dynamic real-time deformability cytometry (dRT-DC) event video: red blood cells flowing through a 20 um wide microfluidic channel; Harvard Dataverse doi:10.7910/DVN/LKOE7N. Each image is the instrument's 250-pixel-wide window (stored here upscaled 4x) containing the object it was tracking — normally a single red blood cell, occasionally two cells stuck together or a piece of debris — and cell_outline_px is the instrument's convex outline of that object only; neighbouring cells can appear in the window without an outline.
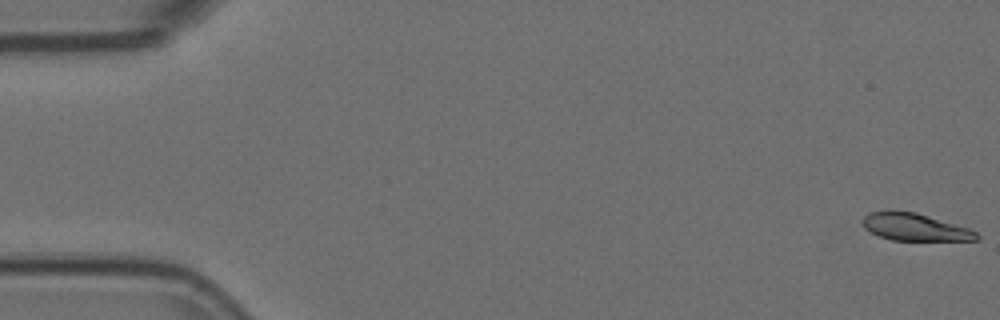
{"species": "Egyptian fruit bat (a non-hibernating species)", "species_latin": "Rousettus aegyptiacus", "temperature_condition": "room temperature", "stored_images_in_passage": 5, "camera_frame_rate_fps": 3000, "um_per_image_px": 0.085, "animal": {"sex": "female"}, "frame": {"image": 1, "passage_image": 1, "time_ms": 0.0, "image_size_px": [1000, 320], "cell_outline_px": [[980, 236], [976, 240], [892, 240], [880, 236], [864, 228], [860, 220], [868, 212], [888, 208], [892, 208], [916, 212], [968, 228], [976, 232]], "centroid_in_image_um": [77.67, 19.25], "position_along_channel_um": 7.3, "area_um2": 18.5}}
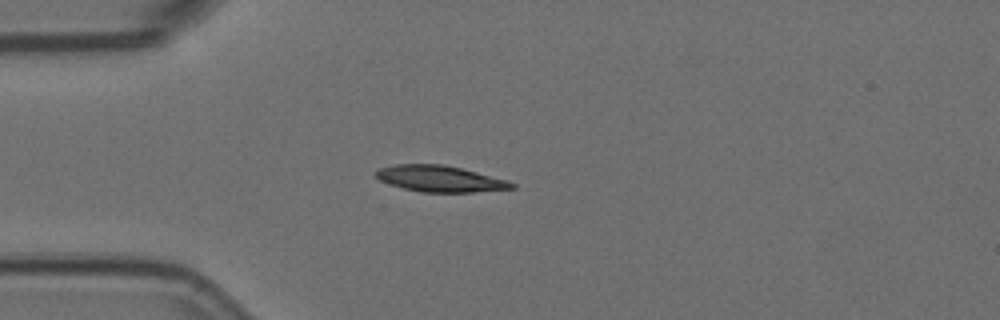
{"frame": {"image": 2, "passage_image": 5, "time_ms": 1.333, "image_size_px": [1000, 320], "cell_outline_px": [[516, 188], [472, 192], [420, 192], [388, 184], [380, 180], [372, 172], [380, 168], [396, 164], [444, 164], [508, 180], [516, 184]], "centroid_in_image_um": [37.38, 15.19], "position_along_channel_um": 47.6, "area_um2": 20.75}}